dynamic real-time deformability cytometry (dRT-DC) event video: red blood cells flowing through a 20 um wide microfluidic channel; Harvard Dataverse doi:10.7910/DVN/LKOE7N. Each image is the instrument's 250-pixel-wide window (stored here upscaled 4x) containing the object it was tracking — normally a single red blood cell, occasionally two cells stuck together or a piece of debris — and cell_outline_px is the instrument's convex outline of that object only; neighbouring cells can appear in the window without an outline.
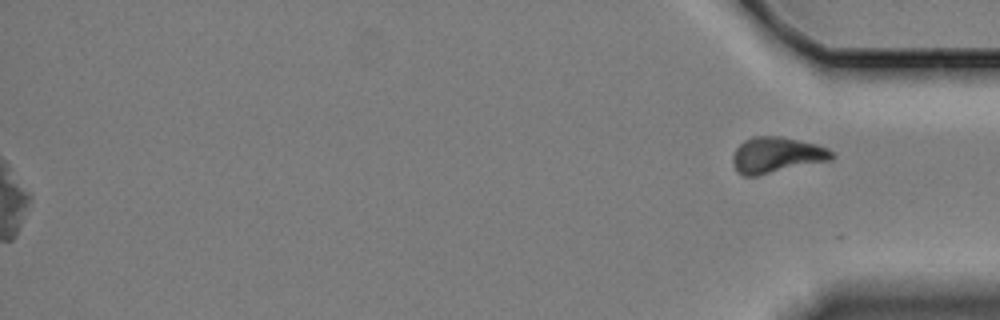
{"species": "Egyptian fruit bat (a non-hibernating species)", "species_latin": "Rousettus aegyptiacus", "temperature_condition": "cold", "stored_images_in_passage": 59, "segment_of_instrument_passage": [2, 2], "camera_frame_rate_fps": 3000, "um_per_image_px": 0.085, "animal": {"sex": "female"}, "frame": {"image": 1, "passage_image": 59, "time_ms": 19.333, "image_size_px": [1000, 320], "cell_outline_px": [[836, 156], [832, 160], [756, 176], [744, 176], [732, 164], [732, 156], [736, 148], [744, 140], [752, 136], [780, 136], [816, 144], [828, 148]], "centroid_in_image_um": [66.02, 13.17], "position_along_channel_um": 369.2, "area_um2": 20.75}}